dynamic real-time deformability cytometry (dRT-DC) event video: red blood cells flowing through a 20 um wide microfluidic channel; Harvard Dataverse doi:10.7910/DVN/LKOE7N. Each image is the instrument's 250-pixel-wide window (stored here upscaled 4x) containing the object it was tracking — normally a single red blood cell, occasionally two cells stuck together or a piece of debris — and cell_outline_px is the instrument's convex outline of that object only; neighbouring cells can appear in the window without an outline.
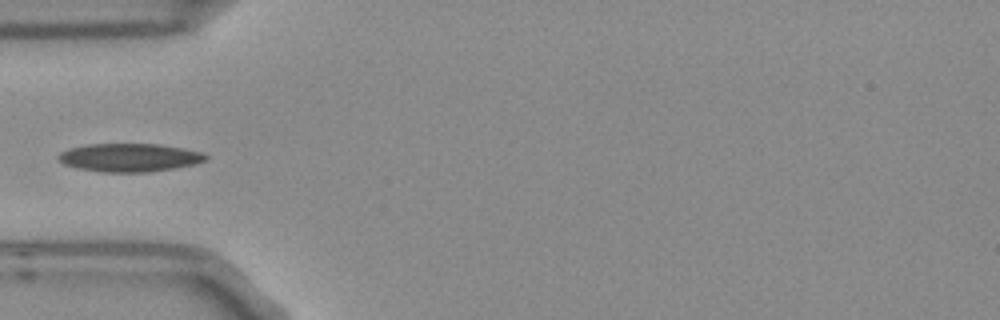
{"species": "Egyptian fruit bat (a non-hibernating species)", "species_latin": "Rousettus aegyptiacus", "temperature_condition": "room temperature", "stored_images_in_passage": 1, "camera_frame_rate_fps": 3000, "um_per_image_px": 0.085, "frame": {"image": 1, "passage_image": 1, "time_ms": 0.0, "image_size_px": [1000, 320], "cell_outline_px": [[208, 160], [196, 164], [148, 172], [100, 172], [76, 168], [64, 164], [56, 156], [60, 152], [72, 148], [88, 144], [160, 144], [184, 148], [200, 152], [208, 156]], "centroid_in_image_um": [11.01, 13.39], "position_along_channel_um": 74.0, "area_um2": 24.28}}